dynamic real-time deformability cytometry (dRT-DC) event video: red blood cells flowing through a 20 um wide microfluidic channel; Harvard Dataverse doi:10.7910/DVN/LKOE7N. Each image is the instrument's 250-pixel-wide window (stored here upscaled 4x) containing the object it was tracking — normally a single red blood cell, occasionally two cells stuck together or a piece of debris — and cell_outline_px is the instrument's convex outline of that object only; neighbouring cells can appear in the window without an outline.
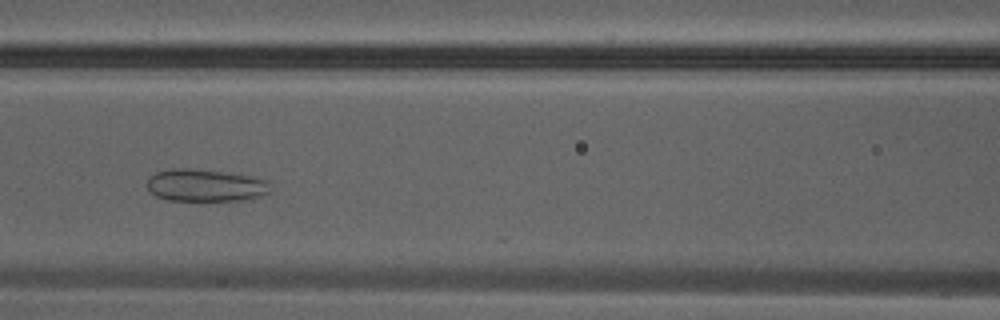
{"species": "Egyptian fruit bat (a non-hibernating species)", "species_latin": "Rousettus aegyptiacus", "temperature_condition": "warm", "stored_images_in_passage": 30, "camera_frame_rate_fps": 3000, "um_per_image_px": 0.085, "animal": {"sex": "male"}, "frame": {"image": 1, "passage_image": 13, "time_ms": 4.0, "image_size_px": [1000, 320], "cell_outline_px": [[268, 192], [252, 200], [168, 200], [156, 196], [148, 188], [148, 176], [156, 172], [172, 168], [188, 168], [220, 172], [248, 176], [268, 180]], "centroid_in_image_um": [17.43, 15.76], "position_along_channel_um": 149.2, "area_um2": 22.95}}